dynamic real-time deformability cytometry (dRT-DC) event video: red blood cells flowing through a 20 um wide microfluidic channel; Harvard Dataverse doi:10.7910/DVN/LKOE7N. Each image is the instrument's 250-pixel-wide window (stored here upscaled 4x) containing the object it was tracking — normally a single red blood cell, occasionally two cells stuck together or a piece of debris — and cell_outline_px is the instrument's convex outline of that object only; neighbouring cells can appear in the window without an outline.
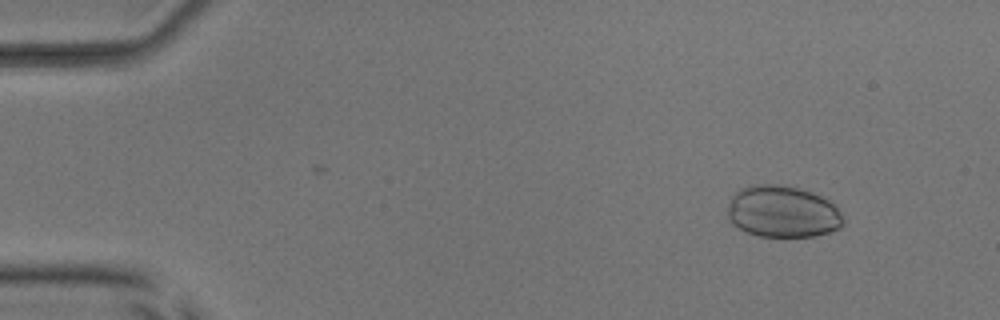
{"species": "common noctule bat (a hibernating species)", "species_latin": "Nyctalus noctula", "temperature_condition": "room temperature", "stored_images_in_passage": 48, "camera_frame_rate_fps": 3000, "um_per_image_px": 0.085, "animal": {"sex": "male", "body_mass_g": 17.9, "forearm_length_mm": 54.2}, "frame": {"image": 1, "passage_image": 1, "time_ms": 0.0, "image_size_px": [1000, 320], "cell_outline_px": [[844, 220], [840, 228], [816, 236], [760, 236], [744, 232], [736, 228], [728, 220], [728, 204], [732, 196], [740, 188], [748, 184], [776, 184], [800, 188], [812, 192], [836, 204]], "centroid_in_image_um": [66.49, 17.98], "position_along_channel_um": 18.5, "area_um2": 35.32}}
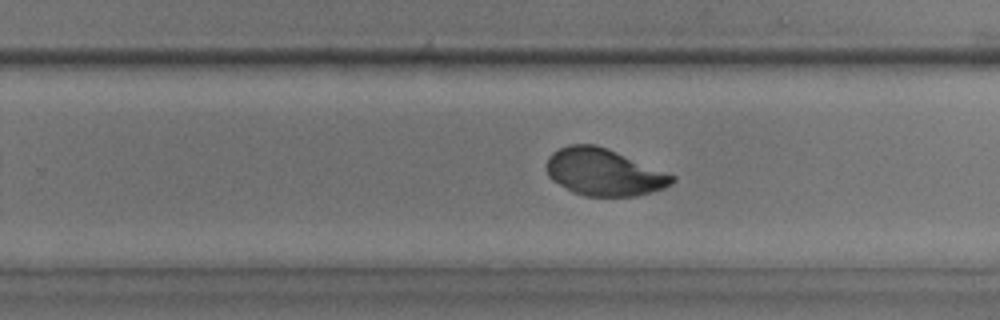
{"frame": {"image": 2, "passage_image": 29, "time_ms": 9.333, "image_size_px": [1000, 320], "cell_outline_px": [[676, 180], [672, 184], [664, 188], [652, 192], [636, 196], [584, 196], [572, 192], [552, 180], [548, 176], [548, 156], [552, 152], [568, 144], [596, 144], [608, 148], [676, 176]], "centroid_in_image_um": [51.34, 14.64], "position_along_channel_um": 278.5, "area_um2": 34.45}}
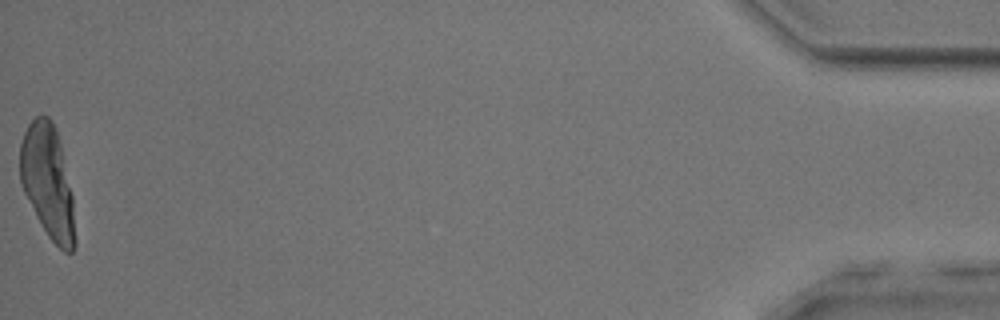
{"frame": {"image": 3, "passage_image": 48, "time_ms": 15.667, "image_size_px": [1000, 320], "cell_outline_px": [[76, 244], [72, 252], [64, 252], [48, 236], [36, 216], [24, 192], [20, 180], [20, 144], [24, 132], [28, 124], [36, 116], [48, 116], [52, 120], [60, 144], [72, 196], [76, 240]], "centroid_in_image_um": [4.05, 15.46], "position_along_channel_um": 431.1, "area_um2": 35.84}}